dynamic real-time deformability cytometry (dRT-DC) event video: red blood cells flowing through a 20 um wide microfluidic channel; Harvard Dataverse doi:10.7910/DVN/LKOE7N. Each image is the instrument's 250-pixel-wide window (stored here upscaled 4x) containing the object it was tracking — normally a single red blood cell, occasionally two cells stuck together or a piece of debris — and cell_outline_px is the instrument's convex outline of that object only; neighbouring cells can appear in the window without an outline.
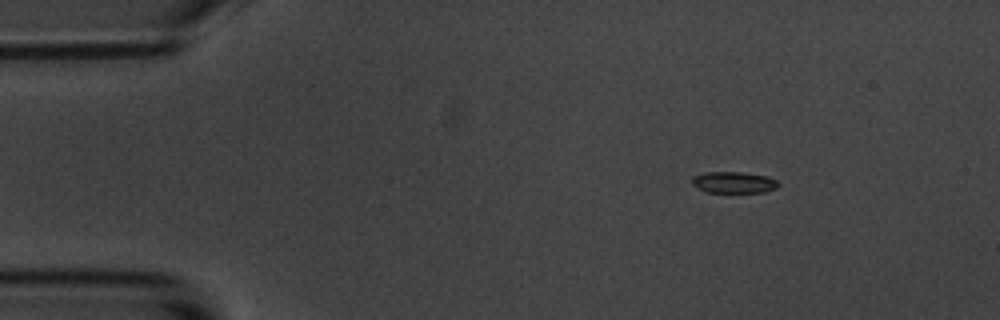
{"species": "common noctule bat (a hibernating species)", "species_latin": "Nyctalus noctula", "temperature_condition": "room temperature", "stored_images_in_passage": 5, "camera_frame_rate_fps": 3000, "um_per_image_px": 0.085, "animal": {"sex": "male", "body_mass_g": 20.1, "forearm_length_mm": 53.5}, "frame": {"image": 1, "passage_image": 3, "time_ms": 2.333, "image_size_px": [1000, 320], "cell_outline_px": [[780, 184], [776, 188], [764, 192], [708, 192], [692, 184], [692, 176], [704, 172], [744, 172], [768, 176], [776, 180]], "centroid_in_image_um": [62.39, 15.49], "position_along_channel_um": 22.6, "area_um2": 10.75}}